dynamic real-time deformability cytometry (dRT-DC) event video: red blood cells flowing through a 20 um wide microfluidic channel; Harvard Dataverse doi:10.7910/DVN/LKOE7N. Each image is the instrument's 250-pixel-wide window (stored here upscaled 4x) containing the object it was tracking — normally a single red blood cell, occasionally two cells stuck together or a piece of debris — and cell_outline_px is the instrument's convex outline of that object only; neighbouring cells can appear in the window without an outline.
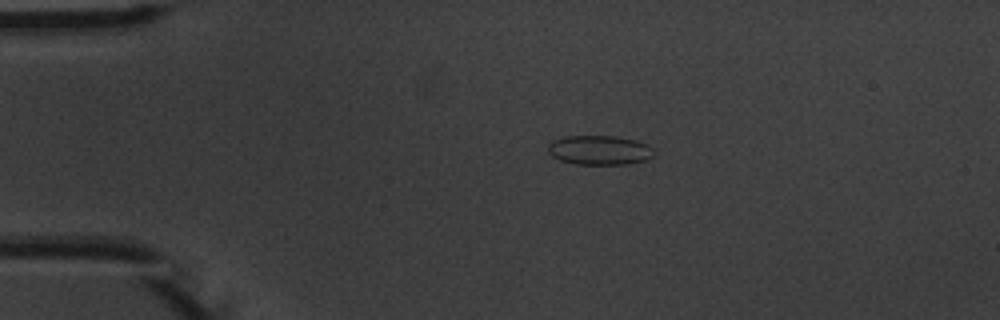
{"species": "common noctule bat (a hibernating species)", "species_latin": "Nyctalus noctula", "temperature_condition": "warm", "stored_images_in_passage": 5, "camera_frame_rate_fps": 3000, "um_per_image_px": 0.085, "animal": {"sex": "male", "body_mass_g": 20.1, "forearm_length_mm": 53.5}, "frame": {"image": 1, "passage_image": 3, "time_ms": 2.333, "image_size_px": [1000, 320], "cell_outline_px": [[656, 152], [652, 156], [644, 160], [628, 164], [576, 164], [560, 160], [552, 156], [548, 152], [548, 144], [552, 140], [564, 136], [616, 136], [636, 140], [652, 148]], "centroid_in_image_um": [50.93, 12.75], "position_along_channel_um": 34.1, "area_um2": 18.15}}
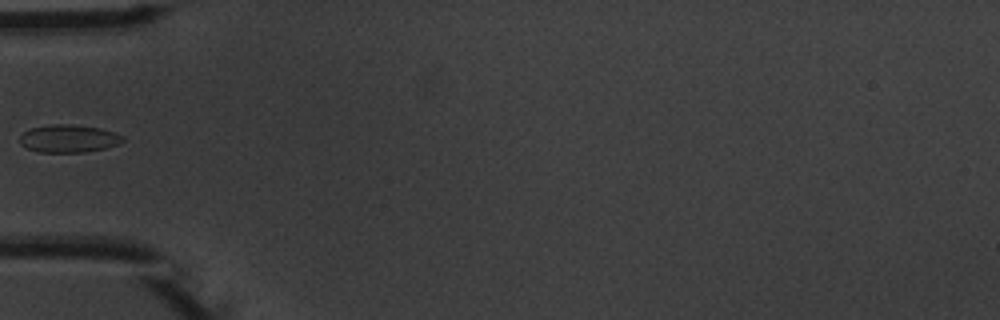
{"frame": {"image": 2, "passage_image": 5, "time_ms": 4.667, "image_size_px": [1000, 320], "cell_outline_px": [[124, 140], [116, 144], [104, 148], [84, 152], [36, 152], [20, 144], [20, 136], [24, 132], [32, 128], [52, 124], [72, 124], [100, 128], [124, 136]], "centroid_in_image_um": [5.81, 11.78], "position_along_channel_um": 79.2, "area_um2": 16.47}}